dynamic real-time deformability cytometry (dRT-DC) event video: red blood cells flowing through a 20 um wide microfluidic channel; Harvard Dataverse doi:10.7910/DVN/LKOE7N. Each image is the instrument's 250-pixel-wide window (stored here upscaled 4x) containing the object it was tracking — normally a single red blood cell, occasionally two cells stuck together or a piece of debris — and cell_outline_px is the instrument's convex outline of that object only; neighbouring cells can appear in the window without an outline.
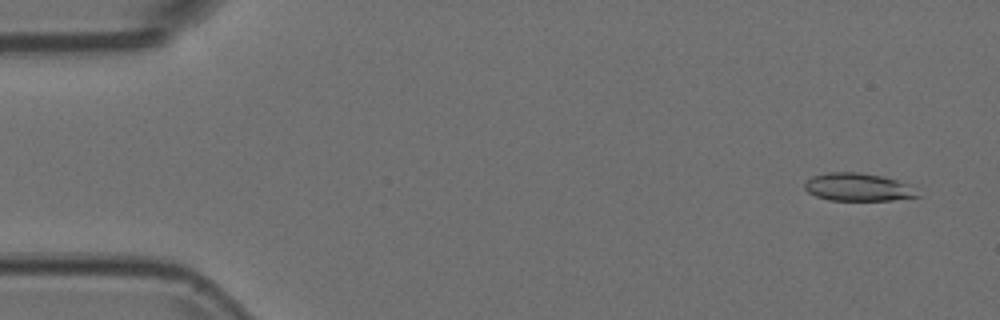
{"species": "Egyptian fruit bat (a non-hibernating species)", "species_latin": "Rousettus aegyptiacus", "temperature_condition": "room temperature", "stored_images_in_passage": 54, "camera_frame_rate_fps": 3000, "um_per_image_px": 0.085, "animal": {"sex": "female"}, "frame": {"image": 1, "passage_image": 3, "time_ms": 0.667, "image_size_px": [1000, 320], "cell_outline_px": [[920, 196], [892, 200], [828, 200], [816, 196], [808, 192], [804, 188], [804, 184], [812, 176], [828, 172], [860, 172], [880, 176], [896, 180], [908, 184]], "centroid_in_image_um": [72.88, 15.9], "position_along_channel_um": 12.1, "area_um2": 18.15}}
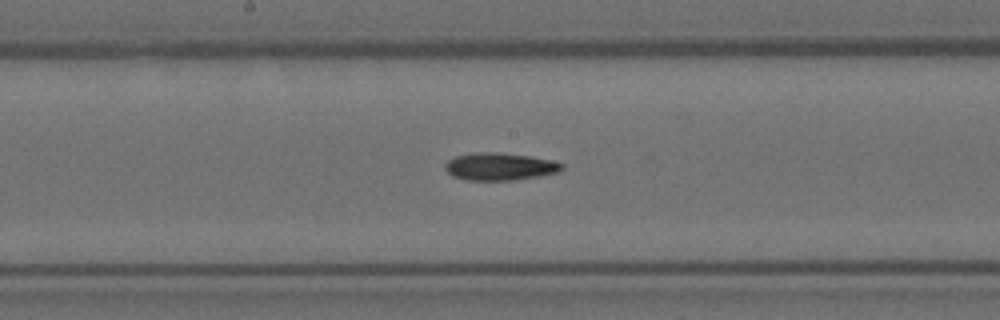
{"frame": {"image": 2, "passage_image": 28, "time_ms": 9.0, "image_size_px": [1000, 320], "cell_outline_px": [[564, 168], [560, 172], [540, 176], [516, 180], [468, 180], [452, 176], [444, 168], [444, 164], [448, 160], [456, 156], [476, 152], [500, 152], [532, 156], [552, 160], [564, 164]], "centroid_in_image_um": [42.51, 14.15], "position_along_channel_um": 205.7, "area_um2": 18.96}}
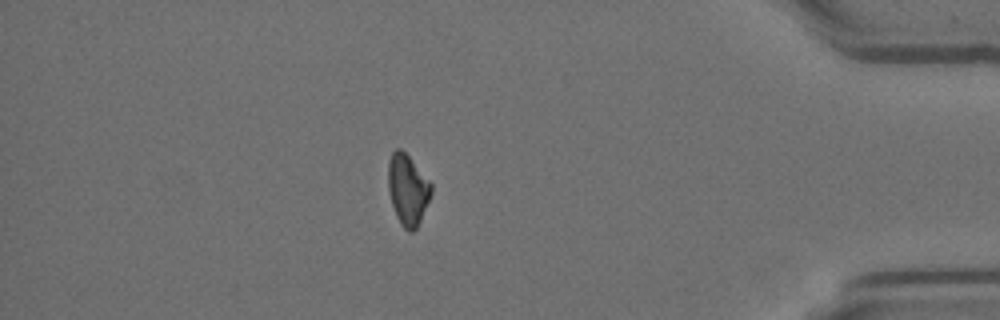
{"frame": {"image": 3, "passage_image": 47, "time_ms": 15.333, "image_size_px": [1000, 320], "cell_outline_px": [[432, 192], [420, 220], [416, 228], [412, 232], [408, 232], [400, 224], [396, 216], [392, 204], [388, 188], [388, 160], [392, 152], [396, 148], [400, 148], [408, 156], [432, 184]], "centroid_in_image_um": [34.63, 16.12], "position_along_channel_um": 400.6, "area_um2": 17.57}}